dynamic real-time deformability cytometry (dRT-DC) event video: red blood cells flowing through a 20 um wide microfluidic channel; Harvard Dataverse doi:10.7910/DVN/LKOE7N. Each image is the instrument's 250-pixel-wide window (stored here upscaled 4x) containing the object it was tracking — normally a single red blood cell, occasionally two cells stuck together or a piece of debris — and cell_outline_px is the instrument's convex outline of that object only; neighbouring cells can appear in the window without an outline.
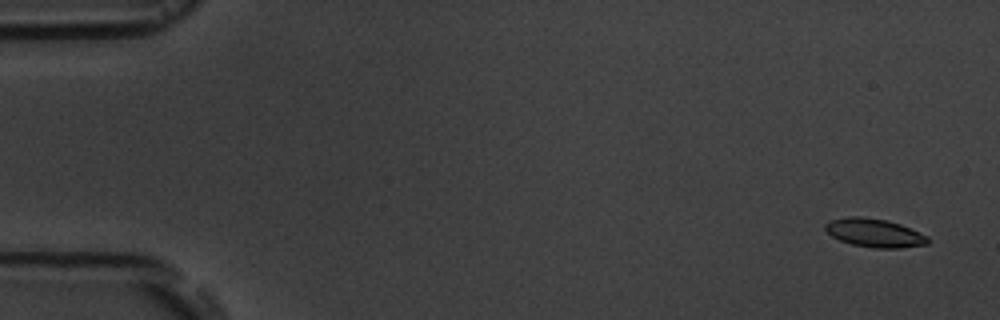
{"species": "common noctule bat (a hibernating species)", "species_latin": "Nyctalus noctula", "temperature_condition": "room temperature", "stored_images_in_passage": 5, "camera_frame_rate_fps": 3000, "um_per_image_px": 0.085, "animal": {"sex": "male", "body_mass_g": 19.5, "forearm_length_mm": 54.6}, "frame": {"image": 1, "passage_image": 1, "time_ms": 0.0, "image_size_px": [1000, 320], "cell_outline_px": [[928, 244], [900, 248], [876, 248], [852, 244], [840, 240], [832, 236], [824, 228], [824, 224], [832, 220], [848, 216], [860, 216], [888, 220], [900, 224], [928, 236]], "centroid_in_image_um": [74.33, 19.79], "position_along_channel_um": 10.7, "area_um2": 16.94}}
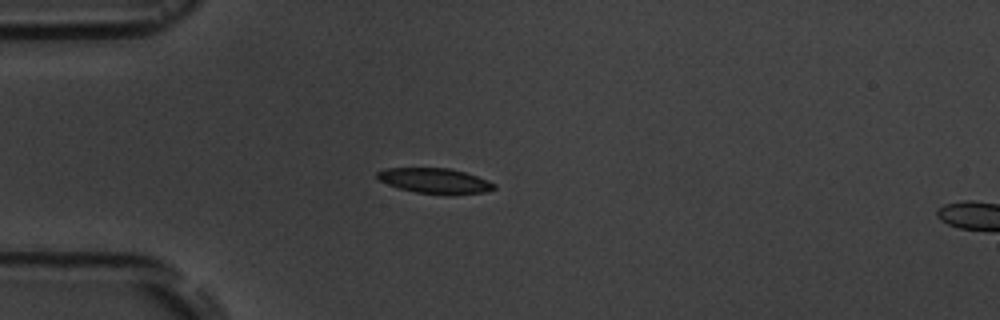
{"frame": {"image": 2, "passage_image": 4, "time_ms": 4.333, "image_size_px": [1000, 320], "cell_outline_px": [[496, 188], [484, 192], [448, 196], [416, 192], [400, 188], [388, 184], [380, 180], [376, 176], [376, 172], [384, 168], [448, 168], [464, 172], [488, 180], [496, 184]], "centroid_in_image_um": [36.98, 15.38], "position_along_channel_um": 48.0, "area_um2": 17.34}}